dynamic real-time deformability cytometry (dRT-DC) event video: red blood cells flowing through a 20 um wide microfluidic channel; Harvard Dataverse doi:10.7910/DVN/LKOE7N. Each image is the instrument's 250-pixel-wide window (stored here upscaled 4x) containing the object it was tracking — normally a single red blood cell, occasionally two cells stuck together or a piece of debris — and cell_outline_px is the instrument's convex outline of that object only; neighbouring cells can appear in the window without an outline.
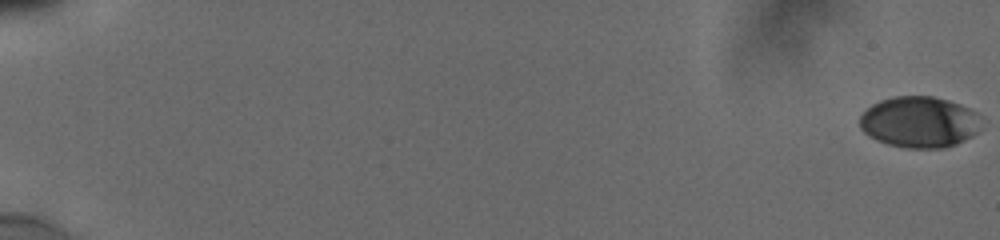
{"species": "human", "species_latin": "Homo sapiens", "temperature_condition": "cold", "stored_images_in_passage": 31, "camera_frame_rate_fps": 3000, "um_per_image_px": 0.085, "donor": {"sex": "male"}, "frame": {"image": 1, "passage_image": 1, "time_ms": 0.0, "image_size_px": [1000, 240], "cell_outline_px": [[976, 132], [972, 136], [956, 144], [944, 148], [908, 148], [888, 144], [876, 140], [868, 136], [860, 128], [860, 116], [872, 104], [880, 100], [892, 96], [932, 96], [948, 100], [960, 104], [976, 112]], "centroid_in_image_um": [78.08, 10.37], "position_along_channel_um": 6.9, "area_um2": 35.89}}
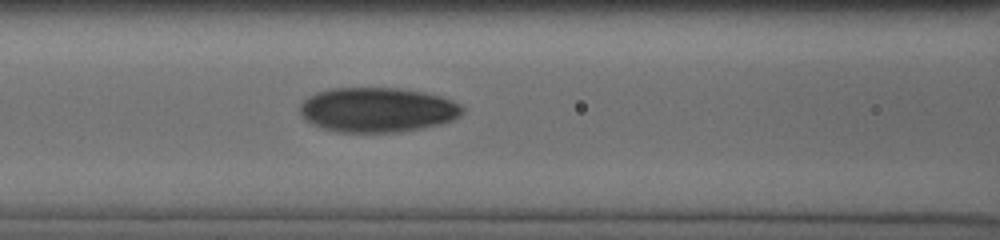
{"frame": {"image": 2, "passage_image": 19, "time_ms": 9.0, "image_size_px": [1000, 240], "cell_outline_px": [[464, 108], [452, 120], [440, 124], [400, 132], [340, 132], [324, 128], [304, 120], [300, 112], [300, 104], [308, 96], [316, 92], [332, 88], [400, 88], [424, 92], [440, 96], [460, 104]], "centroid_in_image_um": [32.04, 9.33], "position_along_channel_um": 134.6, "area_um2": 42.14}}
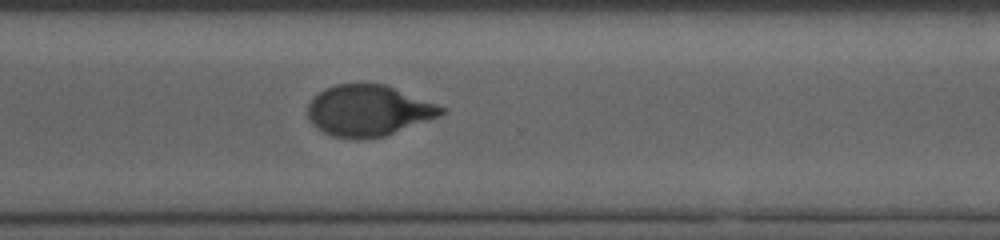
{"frame": {"image": 3, "passage_image": 31, "time_ms": 14.333, "image_size_px": [1000, 240], "cell_outline_px": [[448, 108], [444, 112], [436, 116], [384, 136], [364, 140], [360, 140], [332, 136], [316, 128], [308, 120], [308, 104], [324, 88], [336, 84], [384, 84]], "centroid_in_image_um": [31.27, 9.41], "position_along_channel_um": 339.3, "area_um2": 39.36}}